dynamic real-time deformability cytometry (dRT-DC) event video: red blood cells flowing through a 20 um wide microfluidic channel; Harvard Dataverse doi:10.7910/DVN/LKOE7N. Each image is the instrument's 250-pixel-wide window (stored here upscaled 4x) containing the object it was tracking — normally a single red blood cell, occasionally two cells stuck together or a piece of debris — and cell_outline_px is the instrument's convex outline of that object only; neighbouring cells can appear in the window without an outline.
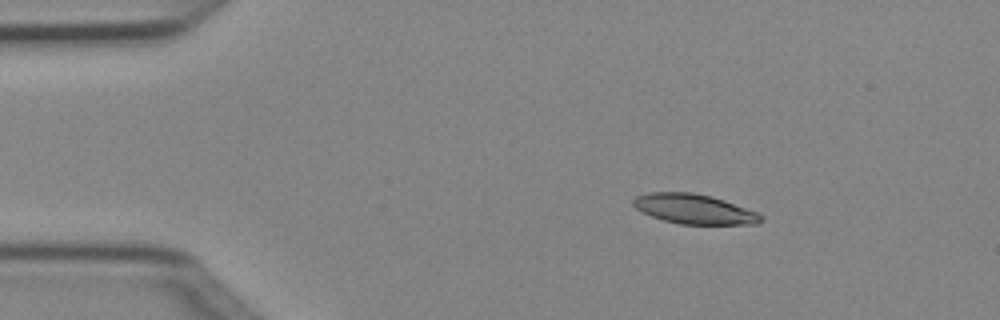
{"species": "Egyptian fruit bat (a non-hibernating species)", "species_latin": "Rousettus aegyptiacus", "temperature_condition": "cold", "stored_images_in_passage": 4, "camera_frame_rate_fps": 3000, "um_per_image_px": 0.085, "animal": {"sex": "female"}, "frame": {"image": 1, "passage_image": 3, "time_ms": 0.667, "image_size_px": [1000, 320], "cell_outline_px": [[764, 220], [756, 224], [680, 224], [664, 220], [652, 216], [636, 208], [632, 204], [632, 200], [636, 196], [648, 192], [692, 192], [712, 196], [724, 200], [756, 212], [764, 216]], "centroid_in_image_um": [59.01, 17.76], "position_along_channel_um": 26.0, "area_um2": 22.08}}